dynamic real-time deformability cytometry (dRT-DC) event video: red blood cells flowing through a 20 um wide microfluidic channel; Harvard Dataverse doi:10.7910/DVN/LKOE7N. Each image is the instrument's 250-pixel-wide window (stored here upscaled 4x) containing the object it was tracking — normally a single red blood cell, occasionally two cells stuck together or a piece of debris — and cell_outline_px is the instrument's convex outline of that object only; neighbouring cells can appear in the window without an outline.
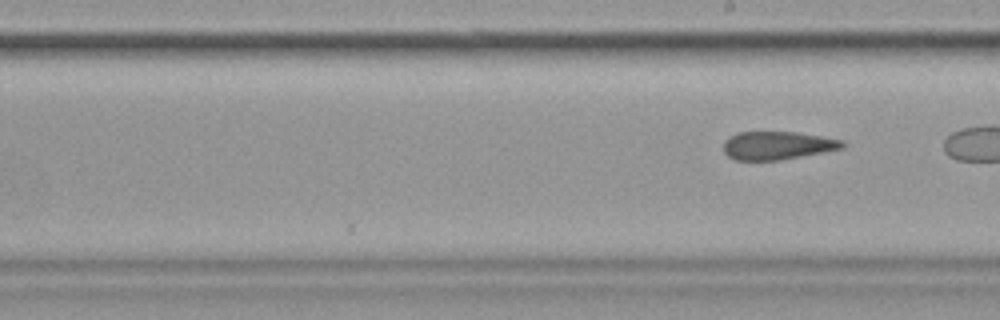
{"species": "common noctule bat (a hibernating species)", "species_latin": "Nyctalus noctula", "temperature_condition": "cold", "stored_images_in_passage": 16, "camera_frame_rate_fps": 3000, "um_per_image_px": 0.085, "animal": {"sex": "female", "body_mass_g": 19.9}, "frame": {"image": 1, "passage_image": 16, "time_ms": 5.0, "image_size_px": [1000, 320], "cell_outline_px": [[848, 144], [844, 148], [780, 160], [736, 160], [728, 156], [724, 152], [724, 140], [728, 136], [736, 132], [796, 132], [844, 140]], "centroid_in_image_um": [66.08, 12.36], "position_along_channel_um": 222.9, "area_um2": 19.65}}